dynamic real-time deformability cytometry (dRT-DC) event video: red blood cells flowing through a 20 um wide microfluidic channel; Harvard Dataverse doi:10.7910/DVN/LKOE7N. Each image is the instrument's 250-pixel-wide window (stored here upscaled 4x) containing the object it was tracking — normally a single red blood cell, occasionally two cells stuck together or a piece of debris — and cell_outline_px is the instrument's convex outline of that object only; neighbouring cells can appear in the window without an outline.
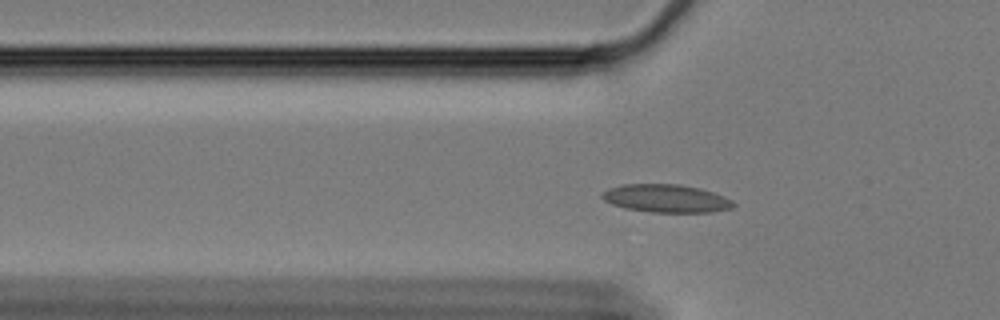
{"species": "Egyptian fruit bat (a non-hibernating species)", "species_latin": "Rousettus aegyptiacus", "temperature_condition": "cold", "stored_images_in_passage": 57, "camera_frame_rate_fps": 3000, "um_per_image_px": 0.085, "animal": {"sex": "female"}, "frame": {"image": 1, "passage_image": 16, "time_ms": 5.0, "image_size_px": [1000, 320], "cell_outline_px": [[736, 204], [732, 208], [712, 212], [648, 212], [624, 208], [612, 204], [604, 200], [600, 196], [600, 192], [608, 188], [620, 184], [680, 184], [700, 188], [724, 196], [732, 200]], "centroid_in_image_um": [56.58, 16.86], "position_along_channel_um": 69.2, "area_um2": 21.68}}
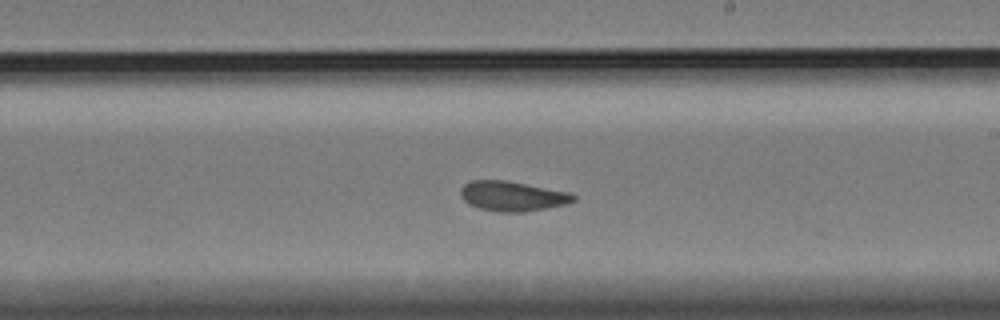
{"frame": {"image": 2, "passage_image": 32, "time_ms": 10.333, "image_size_px": [1000, 320], "cell_outline_px": [[576, 200], [564, 204], [548, 208], [524, 212], [500, 212], [480, 208], [468, 204], [460, 196], [460, 188], [464, 184], [472, 180], [504, 180], [568, 192], [576, 196]], "centroid_in_image_um": [43.52, 16.67], "position_along_channel_um": 245.5, "area_um2": 19.54}}
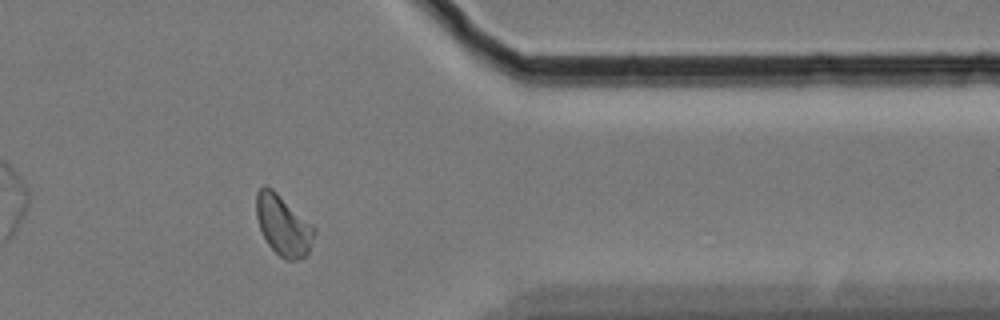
{"frame": {"image": 3, "passage_image": 46, "time_ms": 15.0, "image_size_px": [1000, 320], "cell_outline_px": [[316, 232], [308, 252], [304, 256], [296, 260], [284, 260], [268, 244], [260, 228], [256, 216], [256, 192], [264, 184], [272, 188], [312, 224], [316, 228]], "centroid_in_image_um": [24.07, 19.13], "position_along_channel_um": 387.3, "area_um2": 20.29}, "authors_computed_cell_mechanics": {"area_um2": 19.652, "velocity_mm_per_s": 3.2982, "shape_relaxation_time_tau1_ms": null, "shape_relaxation_time_tau2_ms": 3.6361, "deformation_change_tau1": null, "deformation_change_tau2": 0.065}}